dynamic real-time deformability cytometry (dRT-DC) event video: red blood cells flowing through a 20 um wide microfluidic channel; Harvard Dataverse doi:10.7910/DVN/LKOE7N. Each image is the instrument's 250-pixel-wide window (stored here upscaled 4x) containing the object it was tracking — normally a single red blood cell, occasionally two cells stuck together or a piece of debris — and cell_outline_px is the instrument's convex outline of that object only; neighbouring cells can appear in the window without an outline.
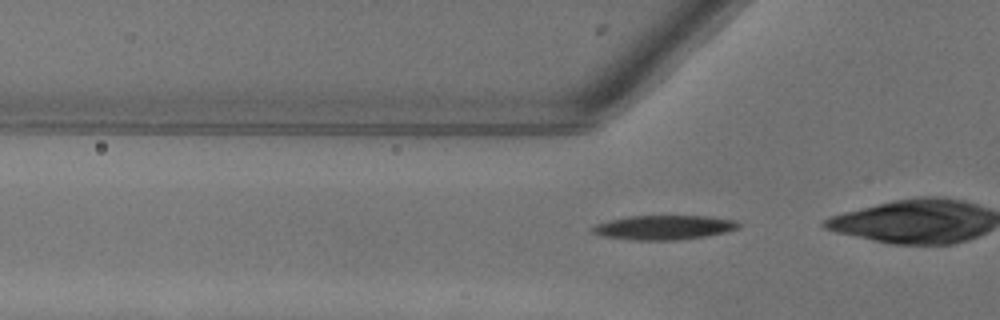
{"species": "common noctule bat (a hibernating species)", "species_latin": "Nyctalus noctula", "temperature_condition": "warm", "stored_images_in_passage": 17, "camera_frame_rate_fps": 3000, "um_per_image_px": 0.085, "animal": {"sex": "female"}, "frame": {"image": 1, "passage_image": 15, "time_ms": 4.667, "image_size_px": [1000, 320], "cell_outline_px": [[740, 228], [724, 232], [704, 236], [676, 240], [632, 240], [600, 236], [592, 232], [592, 228], [596, 224], [628, 216], [708, 216], [736, 220], [740, 224]], "centroid_in_image_um": [56.44, 19.33], "position_along_channel_um": 69.4, "area_um2": 20.63}}